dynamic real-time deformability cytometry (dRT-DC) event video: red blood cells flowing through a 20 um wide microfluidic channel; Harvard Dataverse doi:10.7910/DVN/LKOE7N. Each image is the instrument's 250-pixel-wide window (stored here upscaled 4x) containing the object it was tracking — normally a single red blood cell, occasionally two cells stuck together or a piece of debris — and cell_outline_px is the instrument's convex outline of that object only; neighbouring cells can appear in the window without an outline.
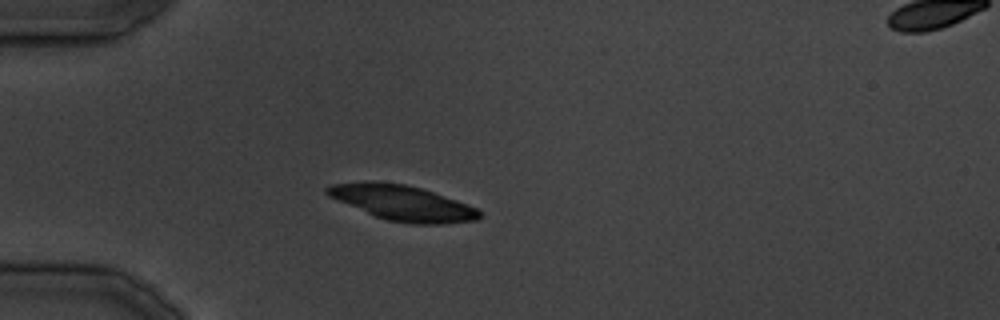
{"species": "common noctule bat (a hibernating species)", "species_latin": "Nyctalus noctula", "temperature_condition": "cold", "stored_images_in_passage": 16, "camera_frame_rate_fps": 3000, "um_per_image_px": 0.085, "animal": {"sex": "male", "body_mass_g": 19.5, "forearm_length_mm": 54.6}, "frame": {"image": 1, "passage_image": 10, "time_ms": 11.0, "image_size_px": [1000, 320], "cell_outline_px": [[484, 216], [476, 220], [444, 224], [412, 224], [388, 220], [376, 216], [328, 196], [324, 192], [324, 188], [332, 184], [364, 180], [376, 180], [404, 184], [420, 188], [468, 204], [484, 212]], "centroid_in_image_um": [34.21, 17.23], "position_along_channel_um": 50.8, "area_um2": 31.39}}